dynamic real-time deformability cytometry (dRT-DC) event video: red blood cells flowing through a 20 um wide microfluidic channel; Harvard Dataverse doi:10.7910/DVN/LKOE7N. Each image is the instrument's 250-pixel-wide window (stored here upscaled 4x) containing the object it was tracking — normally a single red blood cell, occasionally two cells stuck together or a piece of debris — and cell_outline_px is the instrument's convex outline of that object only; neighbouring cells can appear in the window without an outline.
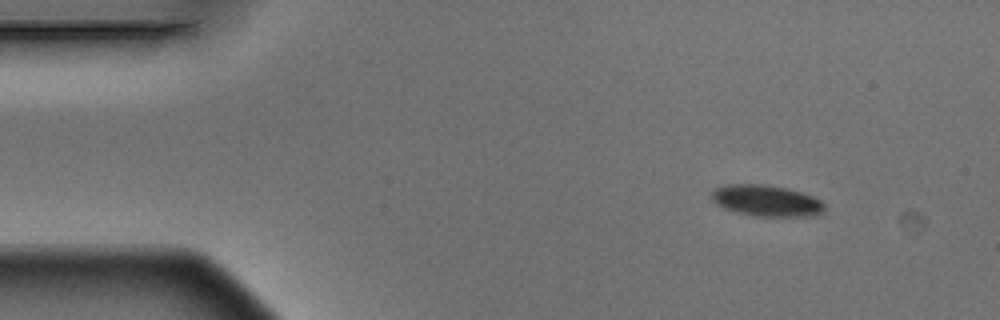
{"species": "Egyptian fruit bat (a non-hibernating species)", "species_latin": "Rousettus aegyptiacus", "temperature_condition": "warm", "stored_images_in_passage": 8, "camera_frame_rate_fps": 3000, "um_per_image_px": 0.085, "animal": {"sex": "male"}, "frame": {"image": 1, "passage_image": 1, "time_ms": 0.0, "image_size_px": [1000, 320], "cell_outline_px": [[824, 212], [816, 216], [756, 216], [724, 208], [712, 200], [712, 192], [716, 188], [724, 184], [760, 184], [784, 188], [800, 192], [812, 196], [820, 200], [824, 204]], "centroid_in_image_um": [65.16, 17.06], "position_along_channel_um": 19.8, "area_um2": 20.29}}
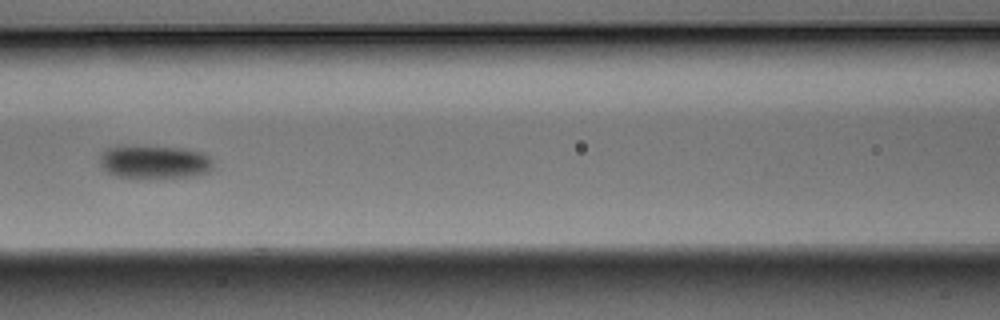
{"frame": {"image": 2, "passage_image": 6, "time_ms": 1.667, "image_size_px": [1000, 320], "cell_outline_px": [[212, 168], [208, 172], [192, 176], [116, 176], [108, 172], [100, 164], [100, 152], [116, 144], [124, 144], [184, 148], [200, 152], [208, 156], [212, 160]], "centroid_in_image_um": [13.07, 13.7], "position_along_channel_um": 153.5, "area_um2": 21.91}}
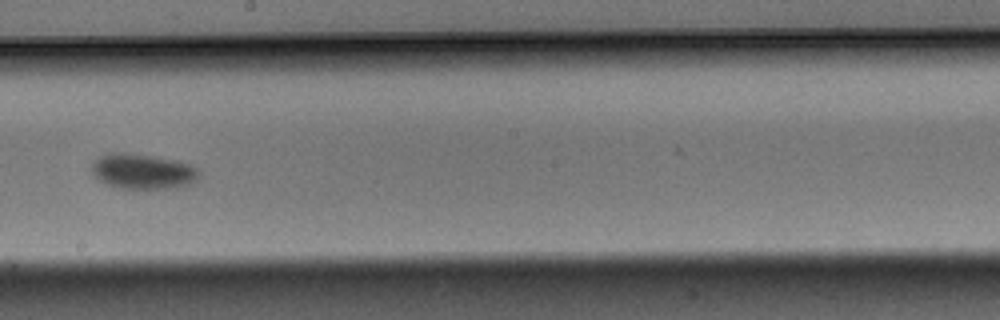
{"frame": {"image": 3, "passage_image": 8, "time_ms": 2.333, "image_size_px": [1000, 320], "cell_outline_px": [[200, 176], [192, 184], [176, 188], [120, 188], [104, 184], [88, 168], [100, 156], [108, 152], [124, 152], [152, 156], [176, 160], [192, 164], [200, 168]], "centroid_in_image_um": [12.17, 14.56], "position_along_channel_um": 236.0, "area_um2": 22.43}}